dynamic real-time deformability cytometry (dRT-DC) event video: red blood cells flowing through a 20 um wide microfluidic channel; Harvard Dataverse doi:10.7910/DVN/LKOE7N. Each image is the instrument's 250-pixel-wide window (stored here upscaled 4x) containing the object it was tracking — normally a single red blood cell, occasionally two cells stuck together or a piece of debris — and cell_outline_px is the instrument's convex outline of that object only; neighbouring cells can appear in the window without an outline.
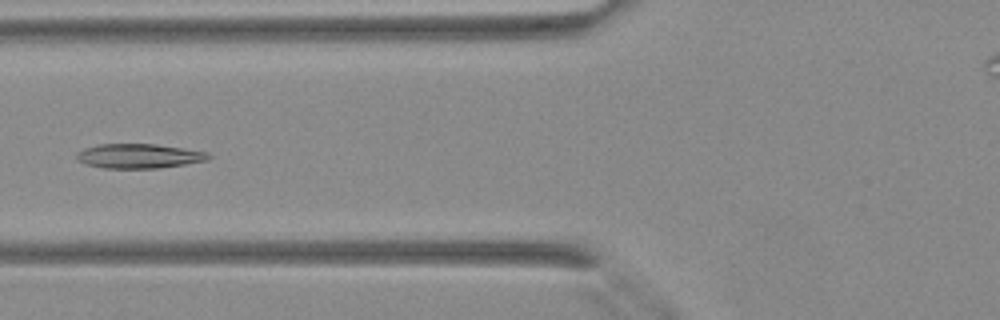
{"species": "Egyptian fruit bat (a non-hibernating species)", "species_latin": "Rousettus aegyptiacus", "temperature_condition": "warm", "stored_images_in_passage": 43, "camera_frame_rate_fps": 3000, "um_per_image_px": 0.085, "animal": {"sex": "female"}, "frame": {"image": 1, "passage_image": 17, "time_ms": 5.333, "image_size_px": [1000, 320], "cell_outline_px": [[212, 156], [208, 160], [184, 164], [156, 168], [104, 168], [88, 164], [76, 160], [76, 152], [84, 148], [100, 144], [156, 144], [208, 152]], "centroid_in_image_um": [11.8, 13.26], "position_along_channel_um": 114.0, "area_um2": 18.73}}
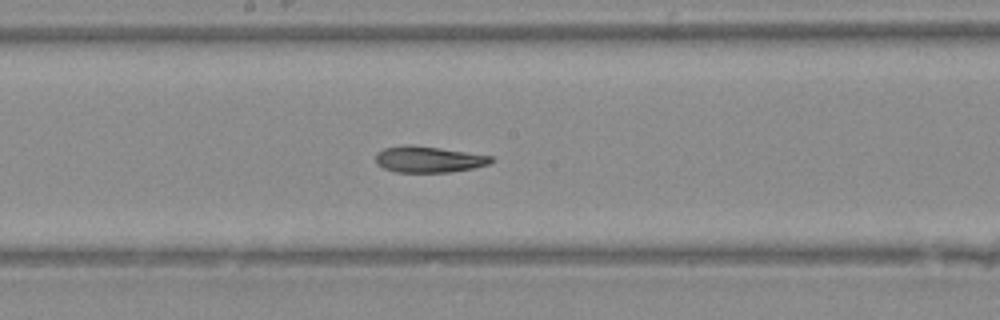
{"frame": {"image": 2, "passage_image": 23, "time_ms": 7.333, "image_size_px": [1000, 320], "cell_outline_px": [[496, 160], [488, 164], [472, 168], [448, 172], [396, 172], [384, 168], [376, 164], [376, 152], [384, 148], [404, 144], [412, 144], [440, 148], [492, 156]], "centroid_in_image_um": [36.4, 13.53], "position_along_channel_um": 211.8, "area_um2": 17.69}}
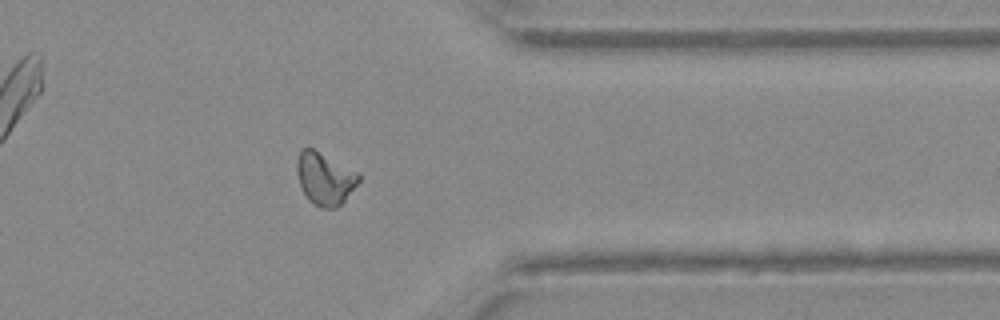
{"frame": {"image": 3, "passage_image": 34, "time_ms": 11.0, "image_size_px": [1000, 320], "cell_outline_px": [[360, 180], [344, 200], [336, 208], [320, 208], [312, 204], [308, 200], [300, 188], [296, 172], [296, 164], [300, 152], [304, 148], [312, 148], [356, 172], [360, 176]], "centroid_in_image_um": [27.56, 15.21], "position_along_channel_um": 383.8, "area_um2": 18.61}}